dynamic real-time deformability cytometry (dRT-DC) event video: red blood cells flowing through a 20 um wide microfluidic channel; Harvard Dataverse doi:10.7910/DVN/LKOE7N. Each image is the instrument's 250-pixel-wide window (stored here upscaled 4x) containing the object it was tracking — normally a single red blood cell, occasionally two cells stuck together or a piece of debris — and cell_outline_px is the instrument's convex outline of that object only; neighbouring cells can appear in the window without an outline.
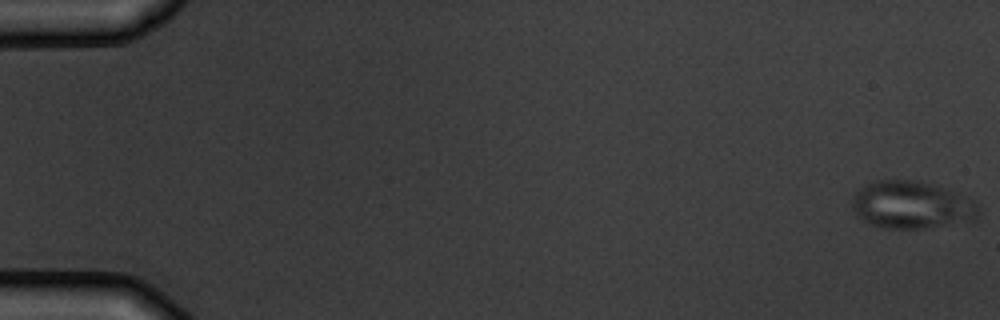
{"species": "common noctule bat (a hibernating species)", "species_latin": "Nyctalus noctula", "temperature_condition": "warm", "stored_images_in_passage": 7, "camera_frame_rate_fps": 3000, "um_per_image_px": 0.085, "animal": {"sex": "male", "body_mass_g": 19.5, "forearm_length_mm": 54.6}, "frame": {"image": 1, "passage_image": 7, "time_ms": 8.0, "image_size_px": [1000, 320], "cell_outline_px": [[980, 212], [976, 220], [924, 228], [884, 228], [872, 224], [856, 216], [852, 208], [852, 196], [860, 188], [876, 180], [916, 180], [936, 184], [956, 192], [980, 204]], "centroid_in_image_um": [77.52, 17.41], "position_along_channel_um": 7.5, "area_um2": 35.26}}